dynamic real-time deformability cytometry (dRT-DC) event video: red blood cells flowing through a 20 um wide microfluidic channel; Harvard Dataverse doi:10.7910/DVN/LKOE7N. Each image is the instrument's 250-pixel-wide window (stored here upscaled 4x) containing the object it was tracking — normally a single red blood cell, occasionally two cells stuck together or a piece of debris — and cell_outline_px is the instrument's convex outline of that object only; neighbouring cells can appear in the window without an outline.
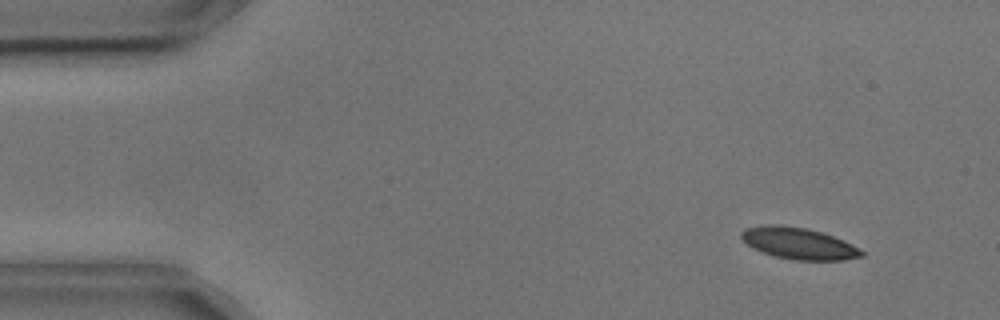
{"species": "common noctule bat (a hibernating species)", "species_latin": "Nyctalus noctula", "temperature_condition": "cold", "stored_images_in_passage": 55, "camera_frame_rate_fps": 3000, "um_per_image_px": 0.085, "animal": {"sex": "male", "body_mass_g": 17.9, "forearm_length_mm": 54.2}, "frame": {"image": 1, "passage_image": 5, "time_ms": 1.333, "image_size_px": [1000, 320], "cell_outline_px": [[864, 256], [844, 260], [796, 260], [776, 256], [752, 248], [740, 236], [740, 232], [744, 228], [764, 224], [780, 224], [804, 228], [820, 232], [832, 236], [864, 252]], "centroid_in_image_um": [67.82, 20.68], "position_along_channel_um": 17.2, "area_um2": 21.73}}
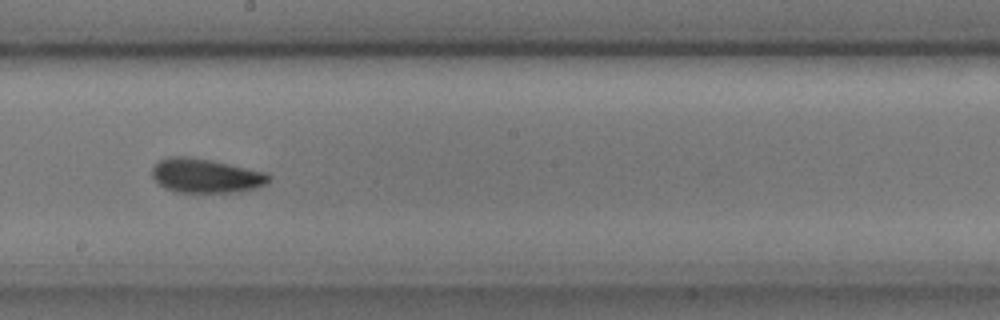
{"frame": {"image": 2, "passage_image": 30, "time_ms": 9.667, "image_size_px": [1000, 320], "cell_outline_px": [[272, 180], [268, 184], [256, 188], [240, 192], [176, 192], [164, 188], [152, 176], [152, 168], [160, 160], [168, 156], [188, 156], [212, 160], [268, 172], [272, 176]], "centroid_in_image_um": [17.56, 14.93], "position_along_channel_um": 230.6, "area_um2": 23.64}}
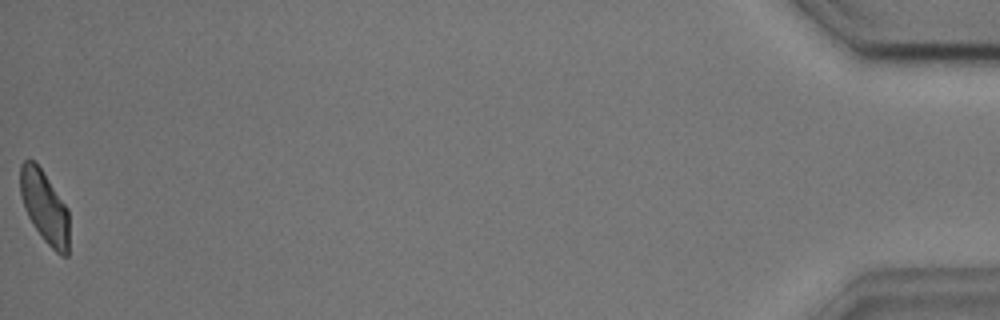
{"frame": {"image": 3, "passage_image": 55, "time_ms": 18.0, "image_size_px": [1000, 320], "cell_outline_px": [[68, 256], [60, 256], [44, 240], [28, 216], [20, 192], [20, 164], [24, 160], [32, 160], [40, 168], [68, 208]], "centroid_in_image_um": [3.79, 17.6], "position_along_channel_um": 431.4, "area_um2": 20.17}, "authors_computed_cell_mechanics": {"area_um2": 22.3108, "velocity_mm_per_s": 3.6134, "shape_relaxation_time_tau1_ms": 3.3491, "shape_relaxation_time_tau2_ms": 3.8102, "deformation_change_tau1": 0.1114, "deformation_change_tau2": 0.0959}}